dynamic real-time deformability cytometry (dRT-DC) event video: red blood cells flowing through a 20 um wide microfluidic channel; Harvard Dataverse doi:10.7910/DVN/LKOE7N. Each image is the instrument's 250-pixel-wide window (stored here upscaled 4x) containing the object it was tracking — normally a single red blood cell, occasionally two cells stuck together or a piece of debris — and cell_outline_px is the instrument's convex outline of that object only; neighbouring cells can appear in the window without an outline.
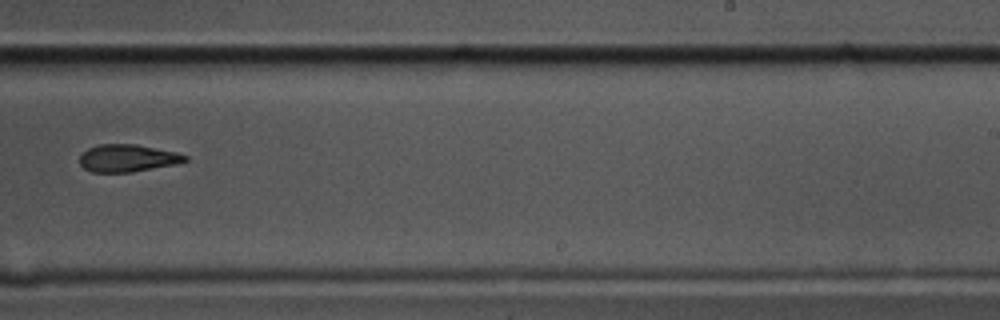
{"species": "common noctule bat (a hibernating species)", "species_latin": "Nyctalus noctula", "temperature_condition": "cold", "stored_images_in_passage": 11, "camera_frame_rate_fps": 3000, "um_per_image_px": 0.085, "animal": {"sex": "male", "body_mass_g": 17.5, "forearm_length_mm": 52.3}, "frame": {"image": 1, "passage_image": 10, "time_ms": 3.0, "image_size_px": [1000, 320], "cell_outline_px": [[188, 160], [176, 164], [132, 172], [92, 172], [84, 168], [80, 164], [80, 156], [88, 148], [100, 144], [136, 144], [176, 152], [188, 156]], "centroid_in_image_um": [10.85, 13.44], "position_along_channel_um": 278.2, "area_um2": 16.76}}
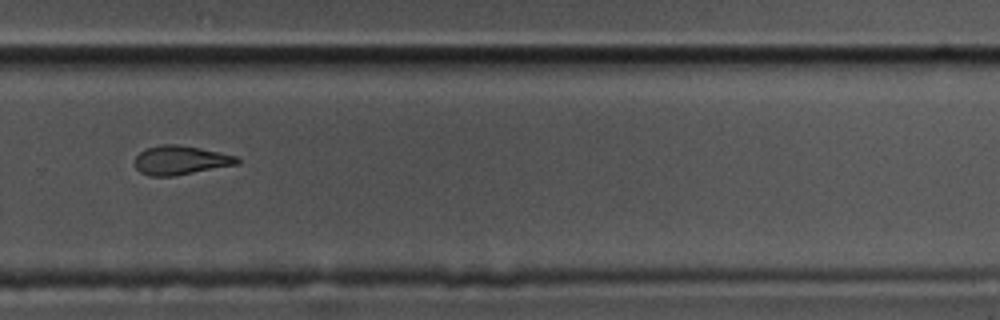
{"frame": {"image": 2, "passage_image": 11, "time_ms": 3.333, "image_size_px": [1000, 320], "cell_outline_px": [[240, 160], [236, 164], [172, 176], [148, 176], [140, 172], [136, 168], [136, 156], [140, 152], [148, 148], [160, 144], [176, 144], [200, 148], [236, 156]], "centroid_in_image_um": [15.31, 13.61], "position_along_channel_um": 314.5, "area_um2": 16.94}}